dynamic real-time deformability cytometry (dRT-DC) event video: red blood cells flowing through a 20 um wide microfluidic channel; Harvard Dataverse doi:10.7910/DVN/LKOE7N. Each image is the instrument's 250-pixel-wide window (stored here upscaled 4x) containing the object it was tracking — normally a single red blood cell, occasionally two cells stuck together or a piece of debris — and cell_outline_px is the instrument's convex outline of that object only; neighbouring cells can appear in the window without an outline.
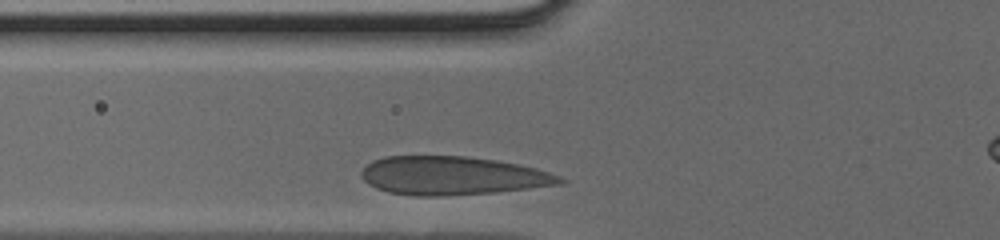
{"species": "human", "species_latin": "Homo sapiens", "temperature_condition": "cold", "stored_images_in_passage": 23, "camera_frame_rate_fps": 3000, "um_per_image_px": 0.085, "donor": {"sex": "male"}, "frame": {"image": 1, "passage_image": 2, "time_ms": 0.333, "image_size_px": [1000, 240], "cell_outline_px": [[568, 180], [560, 184], [528, 188], [492, 192], [444, 196], [412, 196], [388, 192], [376, 188], [368, 184], [364, 180], [364, 168], [372, 160], [384, 156], [464, 156], [492, 160], [516, 164], [536, 168], [560, 176]], "centroid_in_image_um": [38.44, 14.94], "position_along_channel_um": 87.4, "area_um2": 44.16}}
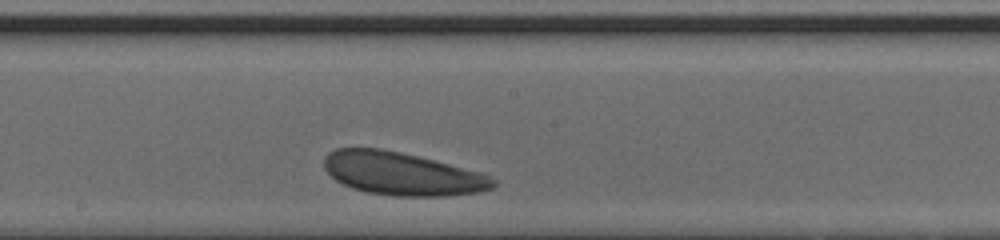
{"frame": {"image": 2, "passage_image": 11, "time_ms": 3.333, "image_size_px": [1000, 240], "cell_outline_px": [[496, 188], [480, 192], [448, 196], [396, 196], [368, 192], [352, 188], [336, 180], [324, 168], [324, 156], [328, 152], [336, 148], [380, 148], [400, 152], [480, 172], [496, 180]], "centroid_in_image_um": [34.18, 14.77], "position_along_channel_um": 214.0, "area_um2": 42.19}}
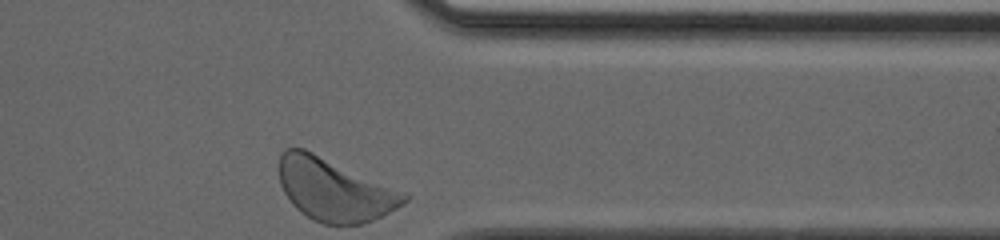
{"frame": {"image": 3, "passage_image": 23, "time_ms": 7.333, "image_size_px": [1000, 240], "cell_outline_px": [[412, 196], [404, 204], [372, 220], [360, 224], [324, 224], [312, 220], [300, 212], [292, 204], [284, 192], [280, 184], [280, 156], [284, 148], [304, 148], [408, 192]], "centroid_in_image_um": [28.46, 16.12], "position_along_channel_um": 382.9, "area_um2": 45.84}}